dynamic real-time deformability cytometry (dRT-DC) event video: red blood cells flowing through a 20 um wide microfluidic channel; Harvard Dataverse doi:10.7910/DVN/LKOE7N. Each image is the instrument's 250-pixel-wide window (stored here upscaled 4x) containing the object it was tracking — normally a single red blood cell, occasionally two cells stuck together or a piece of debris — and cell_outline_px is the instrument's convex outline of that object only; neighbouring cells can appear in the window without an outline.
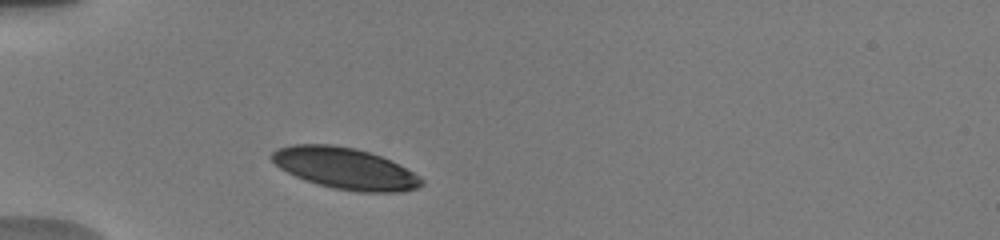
{"species": "human", "species_latin": "Homo sapiens", "temperature_condition": "warm", "stored_images_in_passage": 2, "camera_frame_rate_fps": 3000, "um_per_image_px": 0.085, "donor": {"sex": "male"}, "frame": {"image": 1, "passage_image": 2, "time_ms": 1.0, "image_size_px": [1000, 240], "cell_outline_px": [[424, 184], [416, 188], [396, 192], [360, 192], [332, 188], [296, 176], [280, 168], [268, 156], [276, 148], [292, 144], [332, 144], [356, 148], [380, 156], [412, 172], [424, 180]], "centroid_in_image_um": [29.29, 14.3], "position_along_channel_um": 55.7, "area_um2": 35.72}}